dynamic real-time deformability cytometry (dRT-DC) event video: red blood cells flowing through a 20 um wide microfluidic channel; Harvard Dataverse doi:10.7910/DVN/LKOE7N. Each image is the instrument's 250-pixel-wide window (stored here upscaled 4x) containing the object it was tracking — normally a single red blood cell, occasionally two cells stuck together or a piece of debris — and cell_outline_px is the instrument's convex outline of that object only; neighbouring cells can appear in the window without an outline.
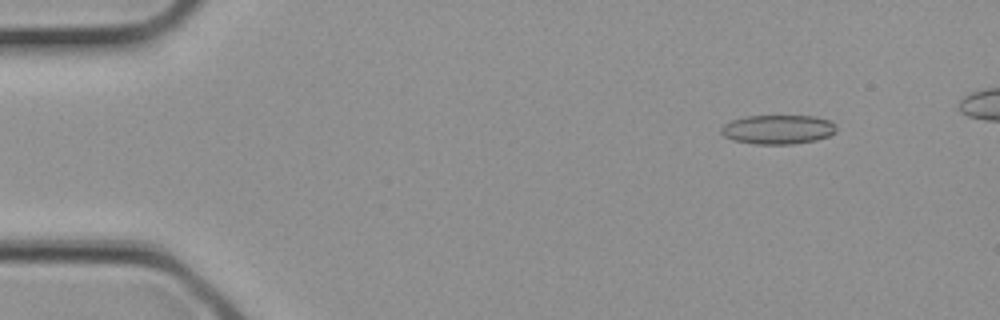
{"species": "common noctule bat (a hibernating species)", "species_latin": "Nyctalus noctula", "temperature_condition": "cold", "stored_images_in_passage": 4, "camera_frame_rate_fps": 3000, "um_per_image_px": 0.085, "animal": {"sex": "female", "body_mass_g": 21.9}, "frame": {"image": 1, "passage_image": 2, "time_ms": 0.333, "image_size_px": [1000, 320], "cell_outline_px": [[836, 132], [828, 136], [816, 140], [792, 144], [756, 144], [732, 140], [724, 136], [720, 132], [720, 128], [724, 124], [732, 120], [744, 116], [816, 116], [828, 120], [836, 124]], "centroid_in_image_um": [66.11, 11.0], "position_along_channel_um": 18.9, "area_um2": 19.71}}